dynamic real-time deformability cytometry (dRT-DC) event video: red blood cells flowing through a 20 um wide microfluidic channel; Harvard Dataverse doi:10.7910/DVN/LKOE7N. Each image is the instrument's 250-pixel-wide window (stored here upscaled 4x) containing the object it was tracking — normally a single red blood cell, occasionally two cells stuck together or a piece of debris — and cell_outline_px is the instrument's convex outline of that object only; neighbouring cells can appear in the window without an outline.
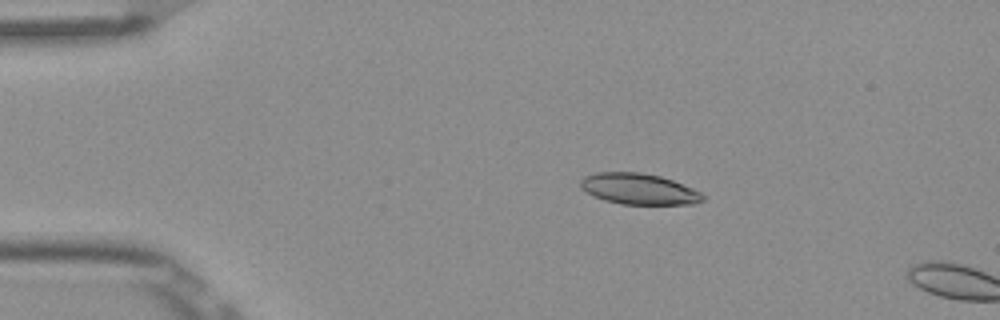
{"species": "Egyptian fruit bat (a non-hibernating species)", "species_latin": "Rousettus aegyptiacus", "temperature_condition": "room temperature", "stored_images_in_passage": 4, "camera_frame_rate_fps": 3000, "um_per_image_px": 0.085, "frame": {"image": 1, "passage_image": 3, "time_ms": 0.667, "image_size_px": [1000, 320], "cell_outline_px": [[704, 200], [692, 204], [620, 204], [604, 200], [592, 196], [580, 188], [580, 180], [584, 176], [596, 172], [640, 172], [660, 176], [672, 180], [692, 188], [700, 192], [704, 196]], "centroid_in_image_um": [54.25, 16.06], "position_along_channel_um": 30.7, "area_um2": 22.14}}